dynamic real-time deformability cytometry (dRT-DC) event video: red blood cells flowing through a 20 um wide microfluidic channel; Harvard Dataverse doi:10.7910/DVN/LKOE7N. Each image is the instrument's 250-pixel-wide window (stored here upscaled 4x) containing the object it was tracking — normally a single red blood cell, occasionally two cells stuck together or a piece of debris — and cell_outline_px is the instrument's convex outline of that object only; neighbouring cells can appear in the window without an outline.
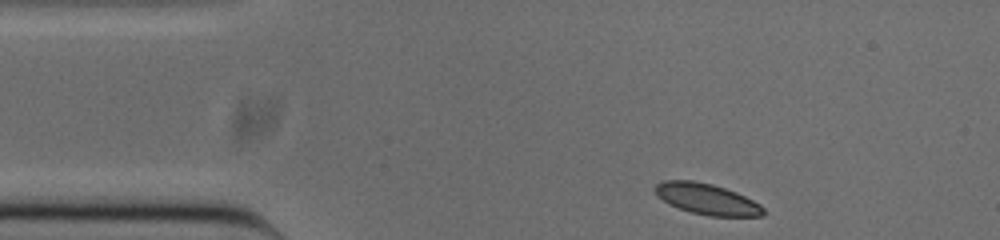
{"species": "common noctule bat (a hibernating species)", "species_latin": "Nyctalus noctula", "temperature_condition": "cold", "stored_images_in_passage": 46, "camera_frame_rate_fps": 3000, "um_per_image_px": 0.085, "animal": {"sex": "male", "body_mass_g": 20.0, "forearm_length_mm": 53.3}, "frame": {"image": 1, "passage_image": 1, "time_ms": 0.0, "image_size_px": [1000, 240], "cell_outline_px": [[764, 216], [708, 216], [692, 212], [668, 204], [656, 196], [652, 188], [656, 184], [664, 180], [692, 180], [712, 184], [736, 192], [760, 204], [764, 208]], "centroid_in_image_um": [60.04, 16.91], "position_along_channel_um": 25.0, "area_um2": 19.59}}
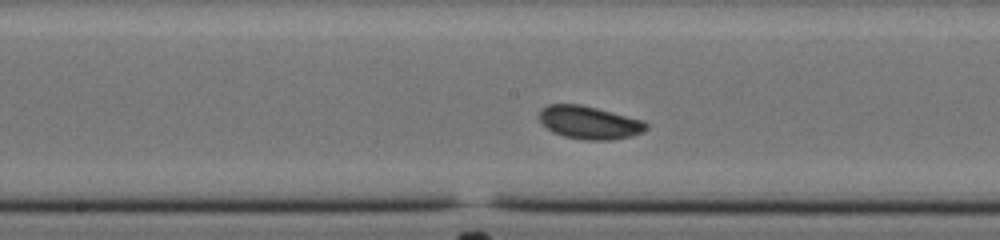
{"frame": {"image": 2, "passage_image": 19, "time_ms": 6.0, "image_size_px": [1000, 240], "cell_outline_px": [[648, 128], [644, 132], [632, 136], [612, 140], [584, 140], [564, 136], [552, 132], [540, 120], [540, 108], [548, 104], [580, 104], [644, 120], [648, 124]], "centroid_in_image_um": [50.12, 10.42], "position_along_channel_um": 198.1, "area_um2": 20.63}}
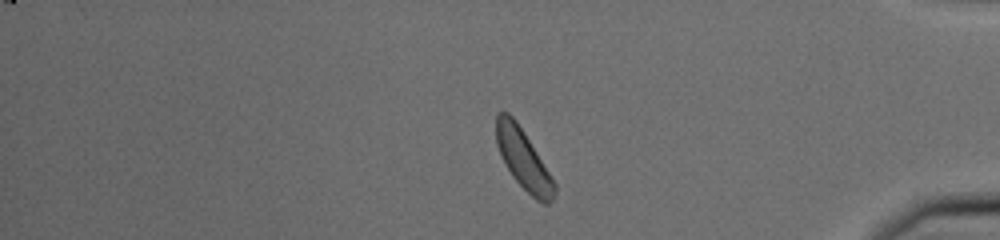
{"frame": {"image": 3, "passage_image": 37, "time_ms": 12.0, "image_size_px": [1000, 240], "cell_outline_px": [[556, 192], [552, 200], [548, 204], [544, 204], [536, 200], [512, 176], [504, 164], [496, 144], [496, 112], [508, 112], [516, 120], [524, 132], [556, 184]], "centroid_in_image_um": [44.47, 13.53], "position_along_channel_um": 390.7, "area_um2": 20.17}, "authors_computed_cell_mechanics": {"area_um2": 20.1722, "velocity_mm_per_s": 3.7792, "shape_relaxation_time_tau1_ms": 3.4717, "shape_relaxation_time_tau2_ms": null, "deformation_change_tau1": 0.0992, "deformation_change_tau2": null}}